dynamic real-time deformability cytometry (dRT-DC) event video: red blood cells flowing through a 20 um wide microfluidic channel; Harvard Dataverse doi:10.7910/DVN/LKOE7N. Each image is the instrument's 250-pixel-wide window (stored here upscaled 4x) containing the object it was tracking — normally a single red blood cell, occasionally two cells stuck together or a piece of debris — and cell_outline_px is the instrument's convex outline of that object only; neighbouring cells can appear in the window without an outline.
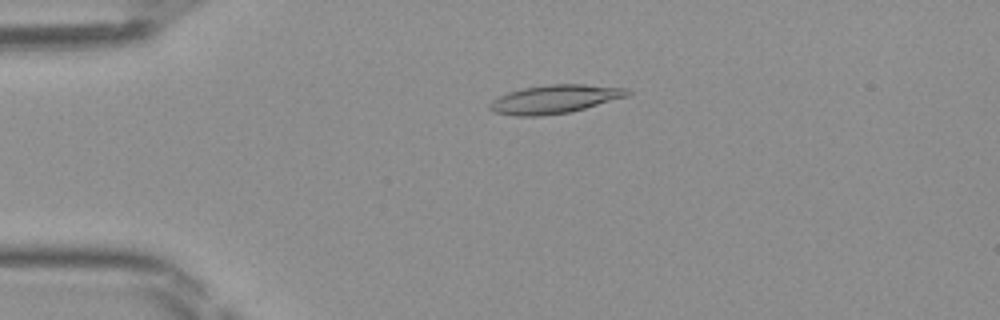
{"species": "Egyptian fruit bat (a non-hibernating species)", "species_latin": "Rousettus aegyptiacus", "temperature_condition": "room temperature", "stored_images_in_passage": 42, "camera_frame_rate_fps": 3000, "um_per_image_px": 0.085, "frame": {"image": 1, "passage_image": 5, "time_ms": 1.333, "image_size_px": [1000, 320], "cell_outline_px": [[632, 92], [628, 96], [584, 108], [568, 112], [540, 116], [516, 116], [496, 112], [488, 108], [488, 104], [492, 100], [508, 92], [524, 88], [548, 84], [584, 84], [628, 88]], "centroid_in_image_um": [47.16, 8.42], "position_along_channel_um": 37.8, "area_um2": 22.72}}
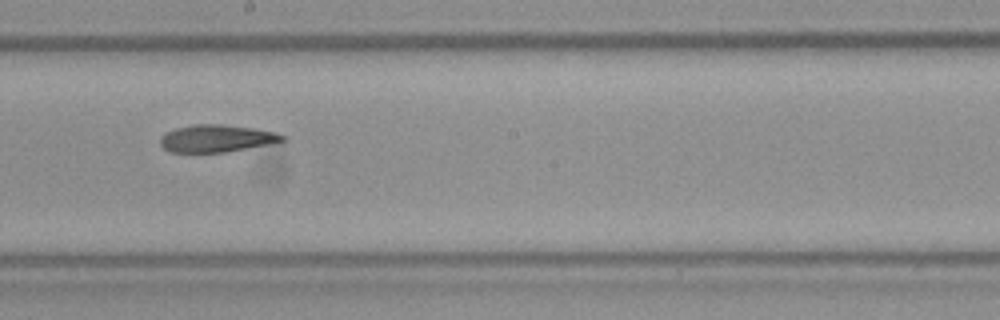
{"frame": {"image": 2, "passage_image": 21, "time_ms": 6.667, "image_size_px": [1000, 320], "cell_outline_px": [[288, 140], [224, 152], [168, 152], [160, 144], [160, 136], [164, 132], [176, 128], [196, 124], [220, 124], [256, 128], [276, 132], [288, 136]], "centroid_in_image_um": [18.41, 11.75], "position_along_channel_um": 229.8, "area_um2": 19.54}}
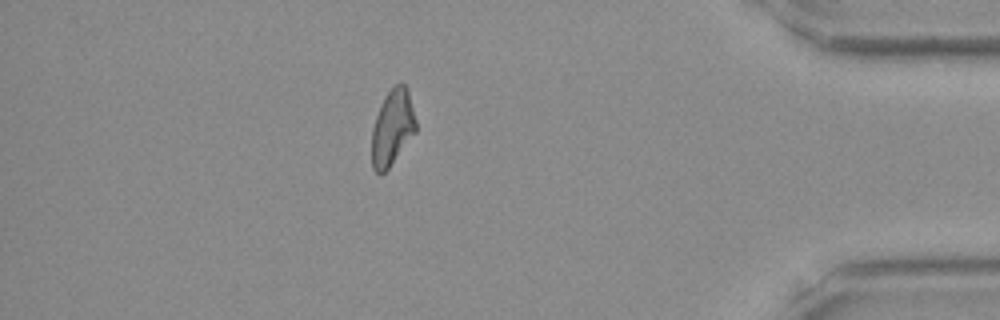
{"frame": {"image": 3, "passage_image": 36, "time_ms": 11.667, "image_size_px": [1000, 320], "cell_outline_px": [[416, 132], [388, 168], [380, 176], [372, 168], [372, 128], [380, 104], [384, 96], [396, 84], [404, 84], [408, 88], [416, 120]], "centroid_in_image_um": [33.35, 10.84], "position_along_channel_um": 401.9, "area_um2": 19.48}}